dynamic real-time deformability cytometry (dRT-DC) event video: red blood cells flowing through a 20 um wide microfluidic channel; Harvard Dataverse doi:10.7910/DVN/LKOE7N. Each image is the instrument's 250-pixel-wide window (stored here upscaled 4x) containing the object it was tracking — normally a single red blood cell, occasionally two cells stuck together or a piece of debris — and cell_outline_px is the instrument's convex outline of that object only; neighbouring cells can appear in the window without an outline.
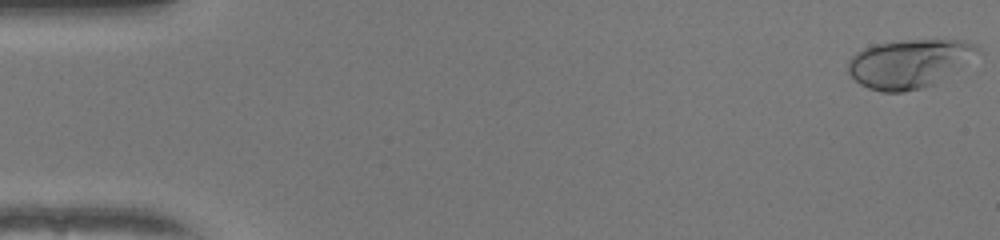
{"species": "human", "species_latin": "Homo sapiens", "temperature_condition": "warm", "stored_images_in_passage": 52, "camera_frame_rate_fps": 3000, "um_per_image_px": 0.085, "donor": {"sex": "female"}, "frame": {"image": 1, "passage_image": 1, "time_ms": 0.0, "image_size_px": [1000, 240], "cell_outline_px": [[980, 52], [936, 84], [904, 92], [880, 92], [868, 88], [860, 84], [848, 72], [848, 60], [856, 52], [864, 48], [876, 44], [900, 40], [960, 40], [972, 44], [980, 48]], "centroid_in_image_um": [77.24, 5.4], "position_along_channel_um": 7.8, "area_um2": 36.41}}
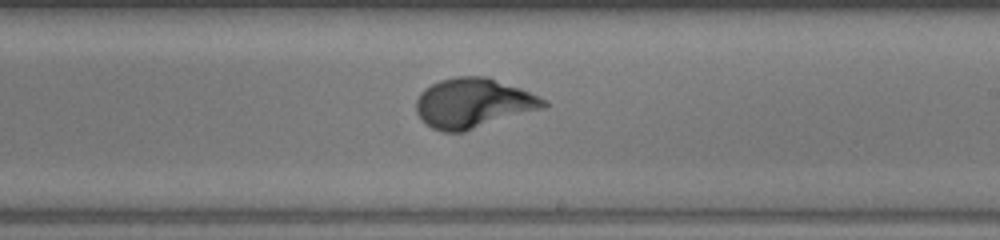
{"frame": {"image": 2, "passage_image": 31, "time_ms": 10.0, "image_size_px": [1000, 240], "cell_outline_px": [[548, 104], [544, 108], [464, 132], [444, 132], [432, 128], [416, 112], [416, 100], [420, 92], [424, 88], [440, 80], [456, 76], [488, 76], [520, 88], [540, 96], [548, 100]], "centroid_in_image_um": [40.25, 8.76], "position_along_channel_um": 248.8, "area_um2": 37.05}}
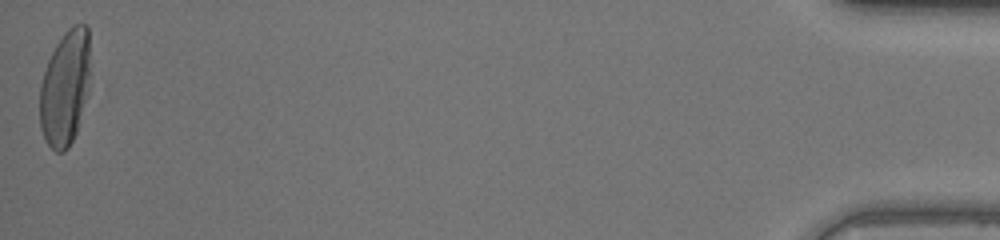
{"frame": {"image": 3, "passage_image": 52, "time_ms": 17.0, "image_size_px": [1000, 240], "cell_outline_px": [[88, 92], [76, 132], [68, 148], [64, 152], [56, 152], [48, 144], [40, 128], [40, 84], [48, 60], [56, 44], [64, 32], [72, 24], [88, 24]], "centroid_in_image_um": [5.51, 7.47], "position_along_channel_um": 429.7, "area_um2": 33.58}}